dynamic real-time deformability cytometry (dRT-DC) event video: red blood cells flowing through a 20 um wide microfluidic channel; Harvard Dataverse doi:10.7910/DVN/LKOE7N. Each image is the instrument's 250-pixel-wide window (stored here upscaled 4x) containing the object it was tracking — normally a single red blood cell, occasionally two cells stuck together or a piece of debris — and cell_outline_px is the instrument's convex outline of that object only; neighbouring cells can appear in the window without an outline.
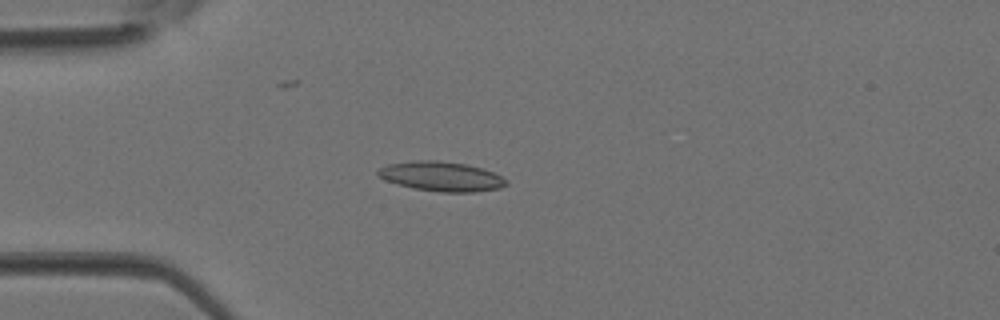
{"species": "Egyptian fruit bat (a non-hibernating species)", "species_latin": "Rousettus aegyptiacus", "temperature_condition": "room temperature", "stored_images_in_passage": 2, "camera_frame_rate_fps": 3000, "um_per_image_px": 0.085, "animal": {"sex": "female"}, "frame": {"image": 1, "passage_image": 2, "time_ms": 0.333, "image_size_px": [1000, 320], "cell_outline_px": [[508, 184], [500, 188], [472, 192], [440, 192], [412, 188], [396, 184], [384, 180], [376, 176], [376, 172], [380, 168], [388, 164], [416, 160], [436, 160], [464, 164], [480, 168], [492, 172], [508, 180]], "centroid_in_image_um": [37.47, 15.0], "position_along_channel_um": 47.5, "area_um2": 22.14}}